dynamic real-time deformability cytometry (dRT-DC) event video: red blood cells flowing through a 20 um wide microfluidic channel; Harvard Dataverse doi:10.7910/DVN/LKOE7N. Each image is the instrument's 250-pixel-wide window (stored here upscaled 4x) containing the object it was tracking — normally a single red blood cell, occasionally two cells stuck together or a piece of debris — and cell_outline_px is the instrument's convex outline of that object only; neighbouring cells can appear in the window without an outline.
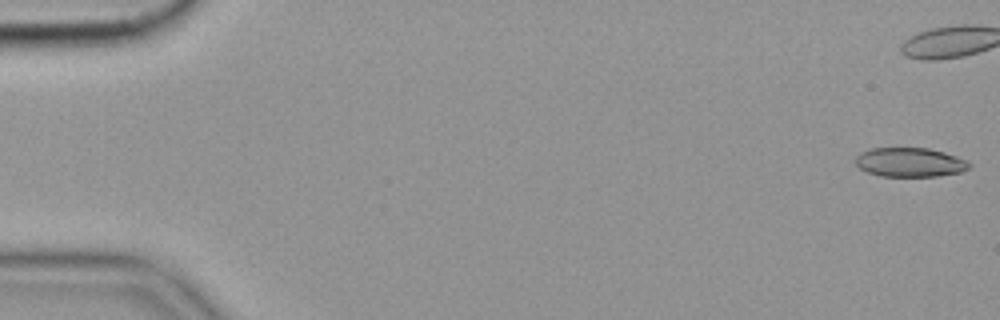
{"species": "common noctule bat (a hibernating species)", "species_latin": "Nyctalus noctula", "temperature_condition": "cold", "stored_images_in_passage": 45, "camera_frame_rate_fps": 3000, "um_per_image_px": 0.085, "animal": {"sex": "female", "body_mass_g": 19.9}, "frame": {"image": 1, "passage_image": 1, "time_ms": 0.0, "image_size_px": [1000, 320], "cell_outline_px": [[972, 164], [968, 168], [960, 172], [936, 176], [880, 176], [868, 172], [860, 168], [856, 164], [856, 156], [860, 152], [872, 148], [928, 148], [944, 152], [968, 160]], "centroid_in_image_um": [77.35, 13.79], "position_along_channel_um": 7.6, "area_um2": 19.31}}